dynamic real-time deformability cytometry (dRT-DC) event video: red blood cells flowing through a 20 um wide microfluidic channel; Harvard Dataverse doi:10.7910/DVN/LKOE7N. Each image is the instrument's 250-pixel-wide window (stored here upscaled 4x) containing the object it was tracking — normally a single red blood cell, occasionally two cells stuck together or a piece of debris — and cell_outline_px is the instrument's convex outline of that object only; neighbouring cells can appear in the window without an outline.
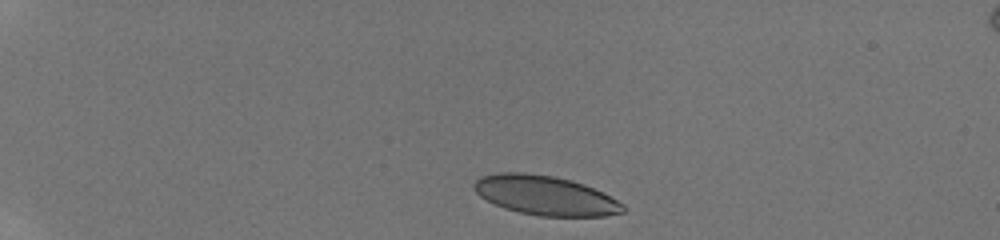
{"species": "human", "species_latin": "Homo sapiens", "temperature_condition": "room temperature", "stored_images_in_passage": 40, "camera_frame_rate_fps": 3000, "um_per_image_px": 0.085, "donor": {"sex": "male"}, "frame": {"image": 1, "passage_image": 1, "time_ms": 0.0, "image_size_px": [1000, 240], "cell_outline_px": [[624, 212], [604, 216], [540, 216], [520, 212], [504, 208], [480, 196], [472, 188], [472, 184], [480, 176], [496, 172], [524, 172], [552, 176], [572, 180], [584, 184], [624, 204]], "centroid_in_image_um": [46.3, 16.6], "position_along_channel_um": 38.7, "area_um2": 34.04}}
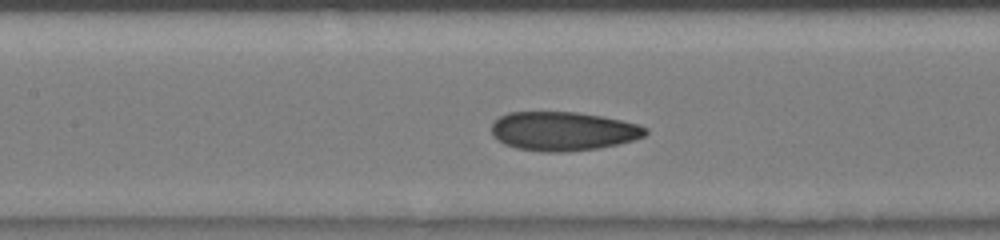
{"frame": {"image": 2, "passage_image": 18, "time_ms": 5.0, "image_size_px": [1000, 240], "cell_outline_px": [[648, 132], [644, 136], [632, 140], [600, 148], [564, 152], [544, 152], [516, 148], [504, 144], [496, 140], [492, 136], [492, 124], [500, 116], [508, 112], [576, 112], [600, 116], [640, 124], [648, 128]], "centroid_in_image_um": [47.84, 11.15], "position_along_channel_um": 159.6, "area_um2": 35.03}}
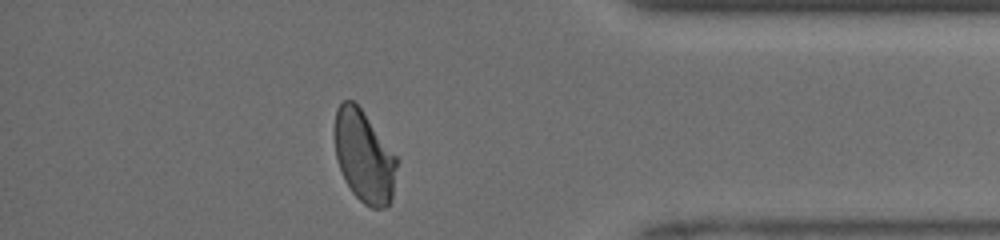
{"frame": {"image": 3, "passage_image": 35, "time_ms": 11.333, "image_size_px": [1000, 240], "cell_outline_px": [[396, 168], [392, 196], [388, 204], [384, 208], [372, 208], [364, 204], [352, 192], [344, 180], [336, 156], [336, 108], [344, 100], [352, 100], [360, 108], [396, 156]], "centroid_in_image_um": [30.94, 13.33], "position_along_channel_um": 404.3, "area_um2": 32.43}, "authors_computed_cell_mechanics": {"area_um2": 34.5066, "velocity_mm_per_s": 4.1363, "shape_relaxation_time_tau1_ms": null, "shape_relaxation_time_tau2_ms": 1.2079, "deformation_change_tau1": null, "deformation_change_tau2": 0.0771}}